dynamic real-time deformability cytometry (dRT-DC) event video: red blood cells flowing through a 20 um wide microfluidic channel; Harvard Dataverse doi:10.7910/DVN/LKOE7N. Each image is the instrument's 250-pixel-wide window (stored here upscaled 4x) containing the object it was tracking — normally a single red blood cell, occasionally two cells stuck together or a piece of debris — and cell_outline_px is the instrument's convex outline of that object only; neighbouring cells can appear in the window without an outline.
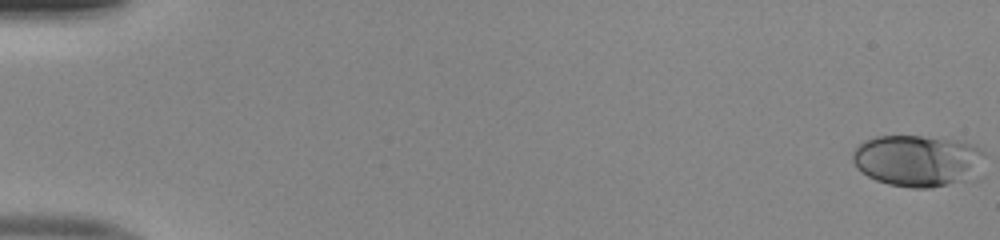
{"species": "human", "species_latin": "Homo sapiens", "temperature_condition": "room temperature", "stored_images_in_passage": 52, "camera_frame_rate_fps": 3000, "um_per_image_px": 0.085, "donor": {"sex": "male"}, "frame": {"image": 1, "passage_image": 1, "time_ms": 0.0, "image_size_px": [1000, 240], "cell_outline_px": [[984, 156], [968, 176], [948, 184], [928, 188], [912, 188], [888, 184], [876, 180], [860, 172], [856, 168], [852, 160], [852, 152], [864, 140], [876, 136], [920, 136], [960, 140], [976, 144], [984, 152]], "centroid_in_image_um": [77.89, 13.62], "position_along_channel_um": 7.1, "area_um2": 39.13}}
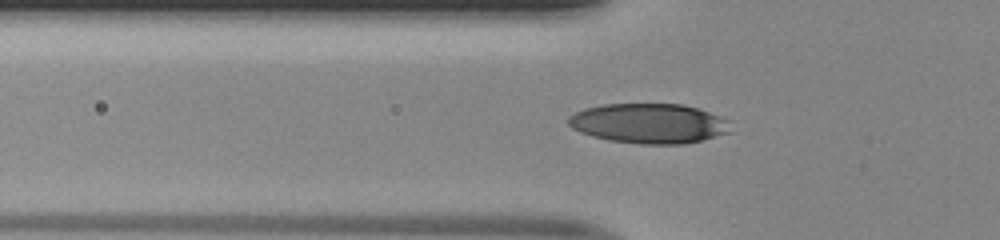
{"frame": {"image": 2, "passage_image": 19, "time_ms": 6.0, "image_size_px": [1000, 240], "cell_outline_px": [[732, 132], [684, 144], [640, 144], [608, 140], [592, 136], [580, 132], [572, 128], [568, 124], [568, 116], [584, 108], [604, 104], [684, 104], [708, 112], [728, 120]], "centroid_in_image_um": [55.14, 10.49], "position_along_channel_um": 70.7, "area_um2": 37.69}}
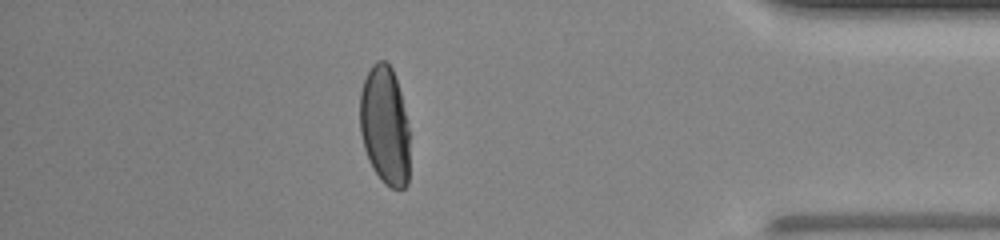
{"frame": {"image": 3, "passage_image": 46, "time_ms": 15.0, "image_size_px": [1000, 240], "cell_outline_px": [[408, 184], [404, 188], [392, 188], [384, 184], [380, 180], [372, 168], [368, 160], [364, 148], [360, 132], [360, 92], [364, 80], [372, 64], [376, 60], [384, 60], [392, 68], [400, 92], [408, 128]], "centroid_in_image_um": [32.68, 10.69], "position_along_channel_um": 402.5, "area_um2": 34.39}, "authors_computed_cell_mechanics": {"area_um2": 37.3099, "velocity_mm_per_s": 4.0535, "shape_relaxation_time_tau1_ms": 4.9495, "shape_relaxation_time_tau2_ms": null, "deformation_change_tau1": 0.2068, "deformation_change_tau2": null}}